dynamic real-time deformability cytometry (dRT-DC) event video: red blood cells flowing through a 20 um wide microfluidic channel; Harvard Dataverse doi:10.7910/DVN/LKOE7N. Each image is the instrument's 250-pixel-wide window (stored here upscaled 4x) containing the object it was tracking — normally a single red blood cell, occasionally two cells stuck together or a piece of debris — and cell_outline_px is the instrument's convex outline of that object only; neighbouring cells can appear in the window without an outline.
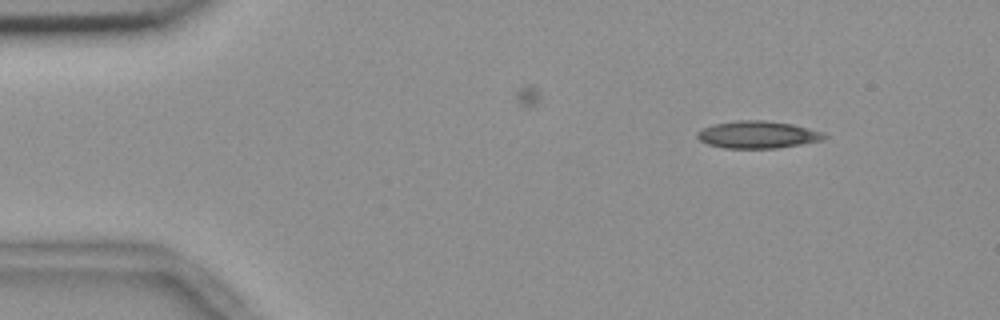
{"species": "common noctule bat (a hibernating species)", "species_latin": "Nyctalus noctula", "temperature_condition": "room temperature", "stored_images_in_passage": 3, "camera_frame_rate_fps": 3000, "um_per_image_px": 0.085, "animal": {"sex": "female", "body_mass_g": 18.4}, "frame": {"image": 1, "passage_image": 1, "time_ms": 0.0, "image_size_px": [1000, 320], "cell_outline_px": [[828, 136], [824, 140], [776, 148], [724, 148], [708, 144], [700, 140], [696, 136], [696, 132], [712, 124], [736, 120], [764, 120], [792, 124], [824, 132]], "centroid_in_image_um": [64.4, 11.44], "position_along_channel_um": 20.6, "area_um2": 20.23}}
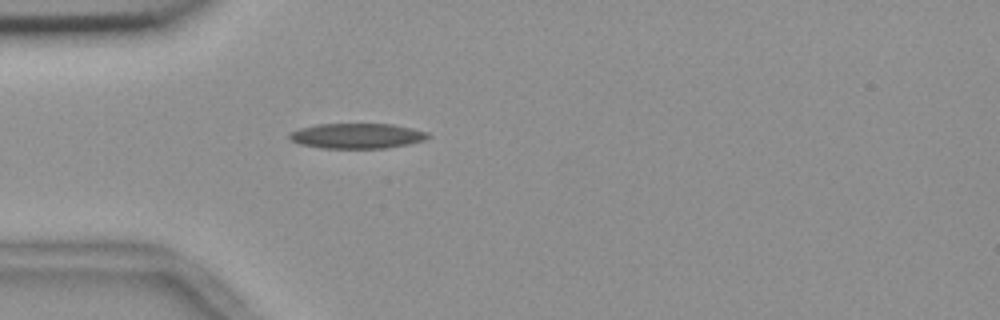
{"frame": {"image": 2, "passage_image": 3, "time_ms": 0.667, "image_size_px": [1000, 320], "cell_outline_px": [[432, 136], [424, 140], [408, 144], [384, 148], [320, 148], [300, 144], [292, 140], [288, 136], [288, 132], [300, 128], [316, 124], [392, 124], [412, 128], [428, 132]], "centroid_in_image_um": [30.34, 11.54], "position_along_channel_um": 54.7, "area_um2": 20.4}}